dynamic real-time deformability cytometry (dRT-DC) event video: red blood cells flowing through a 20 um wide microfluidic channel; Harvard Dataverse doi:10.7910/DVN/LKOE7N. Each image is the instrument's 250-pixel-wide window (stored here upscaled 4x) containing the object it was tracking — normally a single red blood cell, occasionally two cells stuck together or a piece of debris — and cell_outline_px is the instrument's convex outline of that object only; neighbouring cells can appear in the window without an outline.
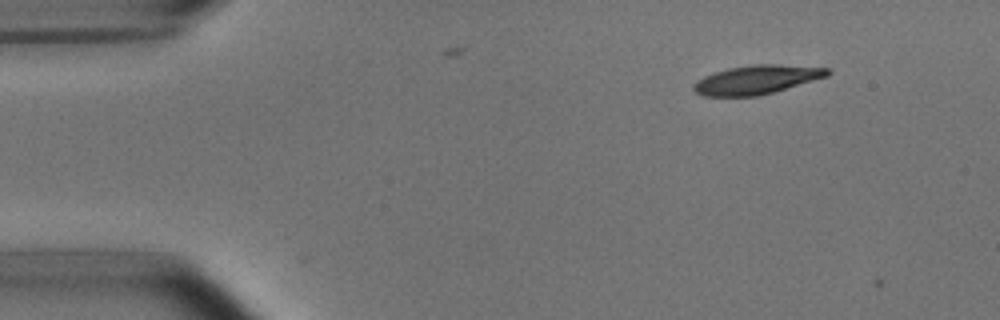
{"species": "common noctule bat (a hibernating species)", "species_latin": "Nyctalus noctula", "temperature_condition": "room temperature", "stored_images_in_passage": 5, "camera_frame_rate_fps": 3000, "um_per_image_px": 0.085, "animal": {"sex": "male", "body_mass_g": 15.6}, "frame": {"image": 1, "passage_image": 4, "time_ms": 1.0, "image_size_px": [1000, 320], "cell_outline_px": [[832, 72], [828, 76], [772, 92], [756, 96], [704, 96], [696, 92], [692, 88], [696, 80], [704, 76], [728, 68], [752, 64], [780, 64], [832, 68]], "centroid_in_image_um": [64.34, 6.76], "position_along_channel_um": 20.7, "area_um2": 22.48}}